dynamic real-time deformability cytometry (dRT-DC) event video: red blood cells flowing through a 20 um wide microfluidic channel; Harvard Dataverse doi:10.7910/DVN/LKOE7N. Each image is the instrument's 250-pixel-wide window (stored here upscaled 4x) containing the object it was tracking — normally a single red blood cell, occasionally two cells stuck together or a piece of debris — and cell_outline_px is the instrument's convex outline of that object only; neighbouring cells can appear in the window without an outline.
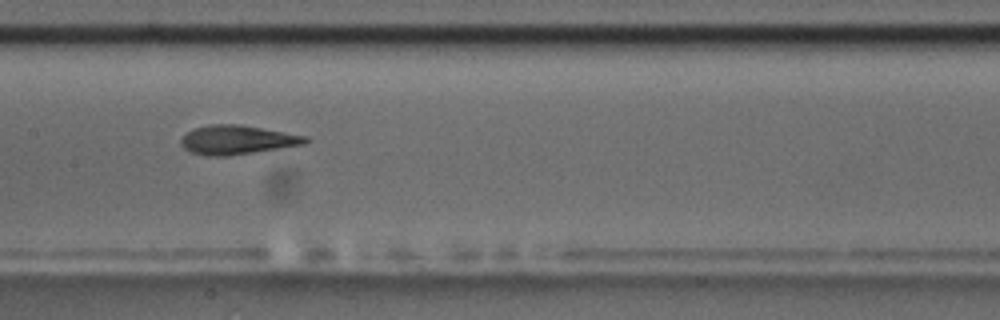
{"species": "common noctule bat (a hibernating species)", "species_latin": "Nyctalus noctula", "temperature_condition": "room temperature", "stored_images_in_passage": 6, "camera_frame_rate_fps": 3000, "um_per_image_px": 0.085, "animal": {"sex": "male", "body_mass_g": 17.5, "forearm_length_mm": 52.3}, "frame": {"image": 1, "passage_image": 4, "time_ms": 3.333, "image_size_px": [1000, 320], "cell_outline_px": [[312, 140], [304, 144], [228, 156], [208, 156], [192, 152], [184, 148], [180, 144], [180, 140], [188, 132], [196, 128], [208, 124], [240, 124], [308, 136]], "centroid_in_image_um": [20.18, 11.88], "position_along_channel_um": 187.2, "area_um2": 20.98}}
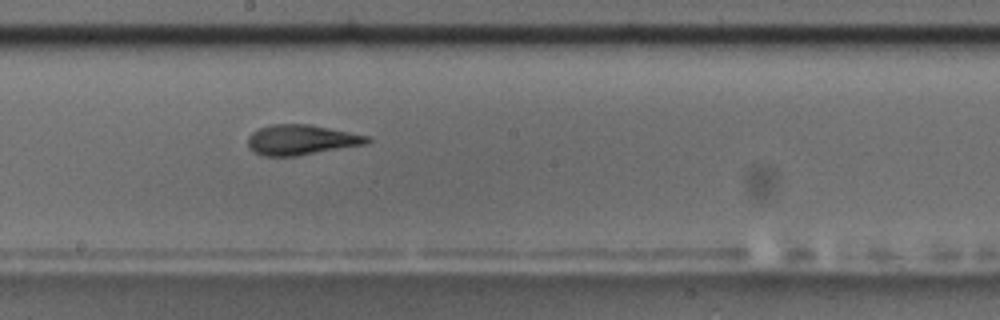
{"frame": {"image": 2, "passage_image": 5, "time_ms": 4.333, "image_size_px": [1000, 320], "cell_outline_px": [[372, 140], [364, 144], [296, 156], [264, 156], [252, 152], [248, 148], [248, 136], [252, 132], [260, 128], [272, 124], [312, 124], [372, 136]], "centroid_in_image_um": [25.61, 11.88], "position_along_channel_um": 222.6, "area_um2": 21.15}}